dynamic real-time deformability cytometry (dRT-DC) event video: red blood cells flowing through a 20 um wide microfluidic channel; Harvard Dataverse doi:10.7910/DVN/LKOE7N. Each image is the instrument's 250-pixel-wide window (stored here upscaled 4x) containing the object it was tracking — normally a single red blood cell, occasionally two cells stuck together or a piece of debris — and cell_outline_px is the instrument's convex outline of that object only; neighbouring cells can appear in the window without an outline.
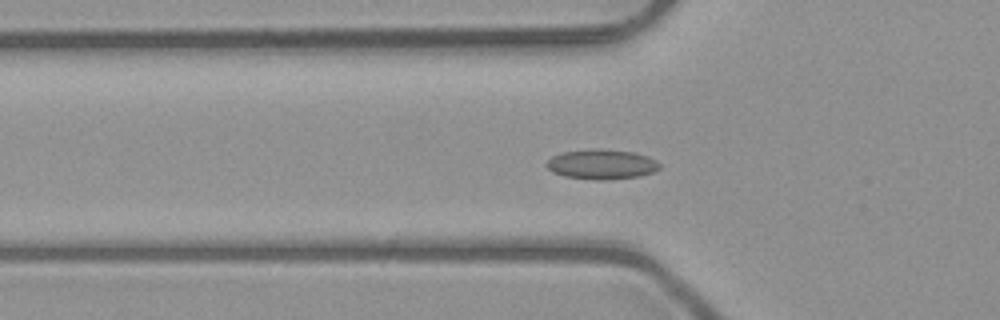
{"species": "common noctule bat (a hibernating species)", "species_latin": "Nyctalus noctula", "temperature_condition": "room temperature", "stored_images_in_passage": 44, "camera_frame_rate_fps": 3000, "um_per_image_px": 0.085, "animal": {"sex": "male", "body_mass_g": 23.1, "forearm_length_mm": 52.7}, "frame": {"image": 1, "passage_image": 13, "time_ms": 4.0, "image_size_px": [1000, 320], "cell_outline_px": [[660, 168], [652, 172], [640, 176], [608, 180], [592, 180], [564, 176], [552, 172], [544, 164], [552, 156], [560, 152], [592, 148], [600, 148], [636, 152], [648, 156], [656, 160], [660, 164]], "centroid_in_image_um": [51.13, 13.95], "position_along_channel_um": 74.7, "area_um2": 20.11}}
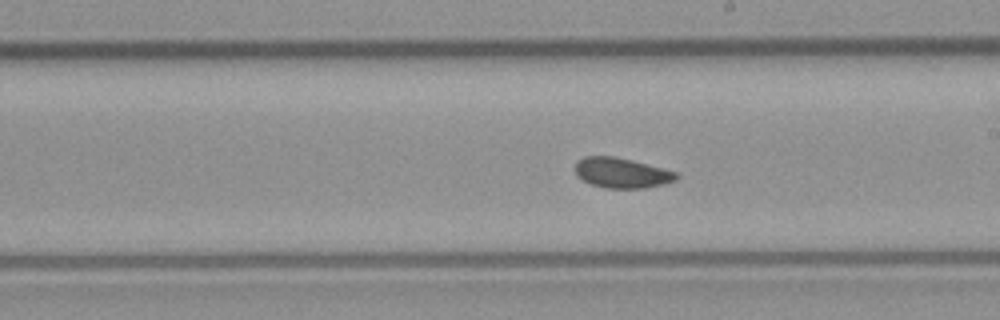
{"frame": {"image": 2, "passage_image": 25, "time_ms": 8.0, "image_size_px": [1000, 320], "cell_outline_px": [[680, 176], [676, 180], [664, 184], [644, 188], [604, 188], [592, 184], [576, 176], [576, 160], [584, 156], [612, 156], [632, 160], [676, 172]], "centroid_in_image_um": [52.83, 14.69], "position_along_channel_um": 236.2, "area_um2": 17.74}}
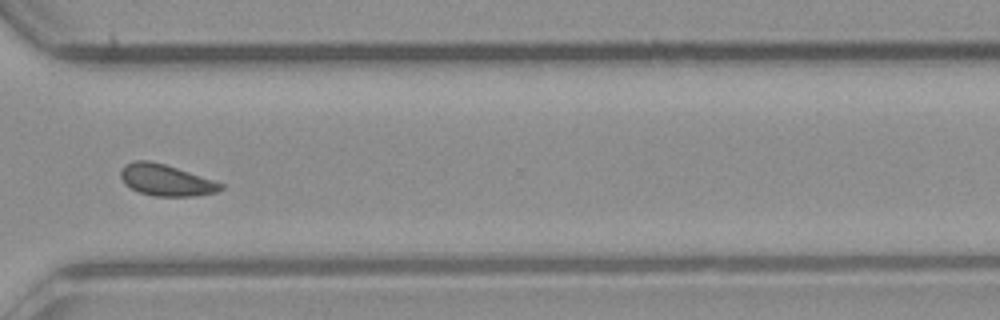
{"frame": {"image": 3, "passage_image": 34, "time_ms": 11.0, "image_size_px": [1000, 320], "cell_outline_px": [[224, 188], [216, 192], [196, 196], [152, 196], [140, 192], [124, 184], [120, 176], [120, 172], [124, 164], [136, 160], [148, 160], [164, 164], [224, 184]], "centroid_in_image_um": [14.08, 15.31], "position_along_channel_um": 356.5, "area_um2": 18.15}, "authors_computed_cell_mechanics": {"area_um2": 18.0914, "velocity_mm_per_s": 4.0191, "shape_relaxation_time_tau1_ms": 7.1377, "shape_relaxation_time_tau2_ms": 1.4229, "deformation_change_tau1": 0.0861, "deformation_change_tau2": 0.0686}}